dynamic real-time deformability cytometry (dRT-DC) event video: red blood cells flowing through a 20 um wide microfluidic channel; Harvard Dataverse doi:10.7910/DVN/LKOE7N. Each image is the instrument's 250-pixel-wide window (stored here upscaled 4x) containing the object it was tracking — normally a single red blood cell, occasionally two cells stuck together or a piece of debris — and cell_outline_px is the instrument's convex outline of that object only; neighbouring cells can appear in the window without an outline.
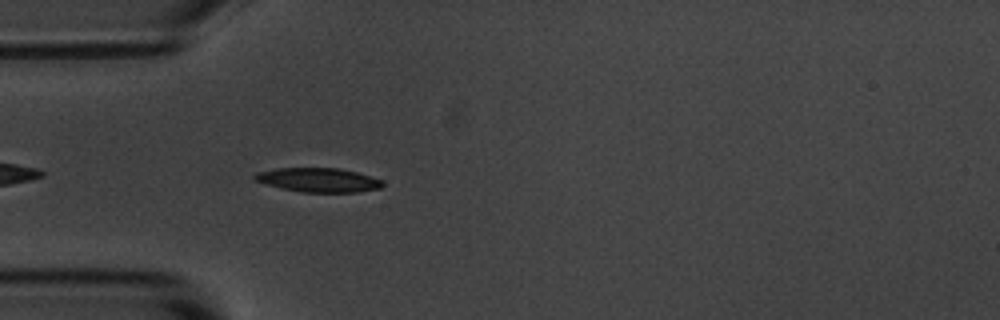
{"species": "common noctule bat (a hibernating species)", "species_latin": "Nyctalus noctula", "temperature_condition": "room temperature", "stored_images_in_passage": 12, "camera_frame_rate_fps": 3000, "um_per_image_px": 0.085, "animal": {"sex": "male", "body_mass_g": 20.1, "forearm_length_mm": 53.5}, "frame": {"image": 1, "passage_image": 4, "time_ms": 1.0, "image_size_px": [1000, 320], "cell_outline_px": [[384, 184], [380, 188], [356, 192], [300, 192], [264, 184], [252, 180], [252, 176], [256, 172], [276, 168], [336, 168], [356, 172], [380, 180]], "centroid_in_image_um": [26.96, 15.3], "position_along_channel_um": 58.0, "area_um2": 17.92}}